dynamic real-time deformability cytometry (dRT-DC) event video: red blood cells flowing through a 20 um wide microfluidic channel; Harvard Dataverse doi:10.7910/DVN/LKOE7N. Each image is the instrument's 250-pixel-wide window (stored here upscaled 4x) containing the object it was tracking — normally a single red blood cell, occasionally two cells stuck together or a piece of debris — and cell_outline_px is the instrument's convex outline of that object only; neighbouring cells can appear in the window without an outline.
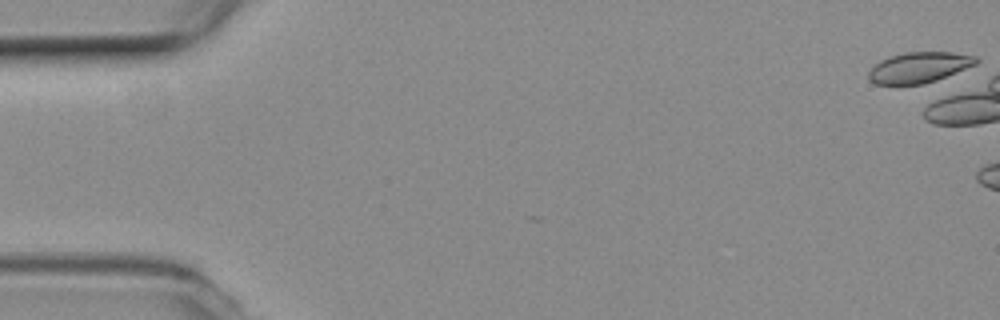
{"species": "common noctule bat (a hibernating species)", "species_latin": "Nyctalus noctula", "temperature_condition": "room temperature", "stored_images_in_passage": 8, "camera_frame_rate_fps": 3000, "um_per_image_px": 0.085, "animal": {"sex": "female", "body_mass_g": 19.3, "forearm_length_mm": 54.1}, "frame": {"image": 1, "passage_image": 1, "time_ms": 0.0, "image_size_px": [1000, 320], "cell_outline_px": [[980, 60], [976, 64], [936, 80], [924, 84], [876, 84], [868, 80], [868, 72], [880, 60], [904, 52], [952, 52], [976, 56]], "centroid_in_image_um": [78.12, 5.73], "position_along_channel_um": 6.9, "area_um2": 19.07}}